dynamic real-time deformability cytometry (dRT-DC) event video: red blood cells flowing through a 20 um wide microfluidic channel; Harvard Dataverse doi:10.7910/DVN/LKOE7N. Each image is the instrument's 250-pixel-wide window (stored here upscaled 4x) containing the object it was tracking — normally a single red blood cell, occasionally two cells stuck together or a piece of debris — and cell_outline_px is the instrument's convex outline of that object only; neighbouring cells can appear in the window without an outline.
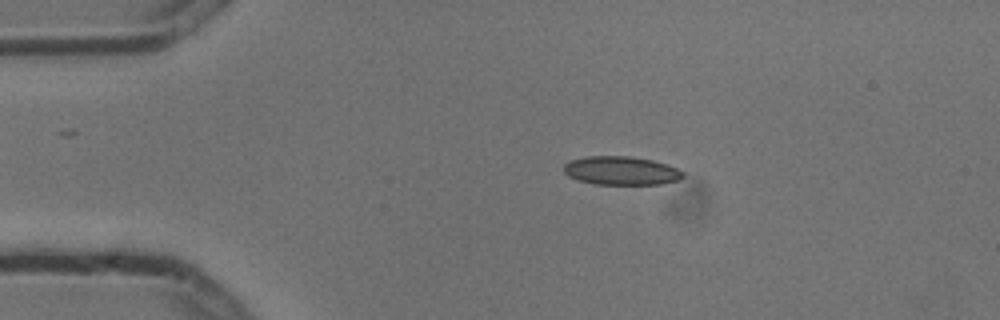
{"species": "common noctule bat (a hibernating species)", "species_latin": "Nyctalus noctula", "temperature_condition": "cold", "stored_images_in_passage": 4, "camera_frame_rate_fps": 3000, "um_per_image_px": 0.085, "animal": {"sex": "male", "body_mass_g": 13.3}, "frame": {"image": 1, "passage_image": 1, "time_ms": 0.0, "image_size_px": [1000, 320], "cell_outline_px": [[684, 176], [680, 180], [660, 184], [596, 184], [576, 180], [568, 176], [564, 172], [564, 164], [572, 160], [584, 156], [628, 156], [652, 160], [668, 164], [684, 172]], "centroid_in_image_um": [52.8, 14.51], "position_along_channel_um": 32.2, "area_um2": 19.94}}
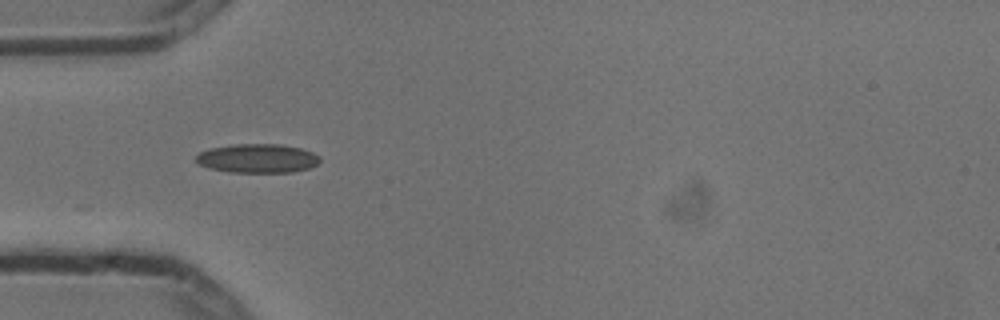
{"frame": {"image": 2, "passage_image": 3, "time_ms": 0.667, "image_size_px": [1000, 320], "cell_outline_px": [[320, 160], [316, 164], [308, 168], [292, 172], [228, 172], [208, 168], [196, 164], [196, 156], [200, 152], [212, 148], [236, 144], [280, 144], [300, 148], [312, 152], [320, 156]], "centroid_in_image_um": [21.87, 13.46], "position_along_channel_um": 63.1, "area_um2": 20.87}}
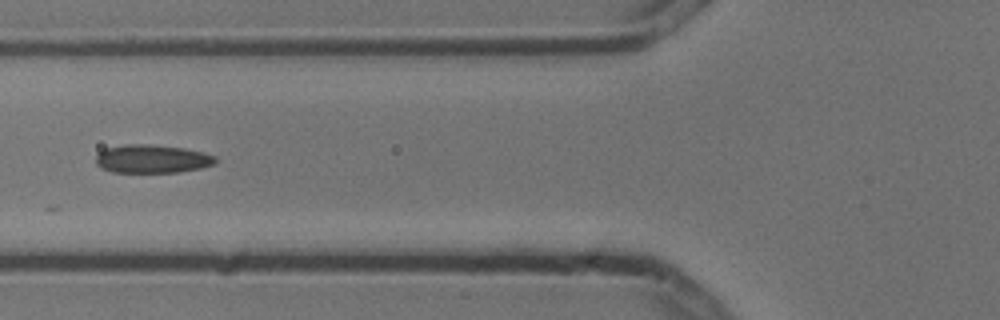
{"frame": {"image": 3, "passage_image": 4, "time_ms": 1.0, "image_size_px": [1000, 320], "cell_outline_px": [[216, 164], [200, 168], [176, 172], [112, 172], [100, 168], [96, 164], [96, 156], [104, 148], [124, 144], [152, 144], [184, 148], [216, 156]], "centroid_in_image_um": [12.9, 13.5], "position_along_channel_um": 112.9, "area_um2": 19.83}}